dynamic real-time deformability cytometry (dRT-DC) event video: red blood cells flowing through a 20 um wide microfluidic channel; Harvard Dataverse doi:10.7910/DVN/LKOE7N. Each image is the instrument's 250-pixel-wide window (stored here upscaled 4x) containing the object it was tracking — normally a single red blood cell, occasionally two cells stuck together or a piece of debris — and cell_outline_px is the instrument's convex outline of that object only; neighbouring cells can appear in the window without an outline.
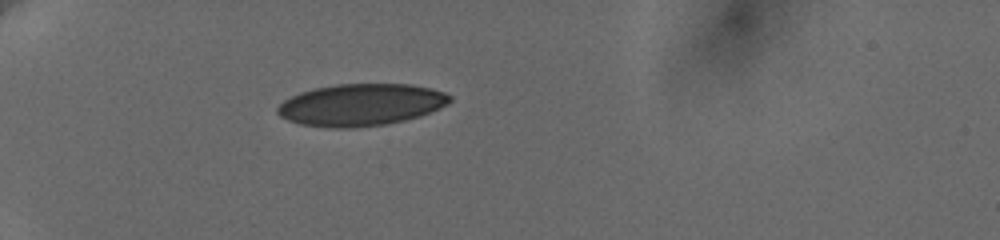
{"species": "human", "species_latin": "Homo sapiens", "temperature_condition": "cold", "stored_images_in_passage": 40, "camera_frame_rate_fps": 3000, "um_per_image_px": 0.085, "donor": {"sex": "female"}, "frame": {"image": 1, "passage_image": 1, "time_ms": 0.0, "image_size_px": [1000, 240], "cell_outline_px": [[452, 100], [448, 104], [440, 108], [420, 116], [404, 120], [384, 124], [352, 128], [332, 128], [300, 124], [288, 120], [280, 116], [276, 112], [276, 108], [284, 100], [300, 92], [316, 88], [336, 84], [408, 84], [432, 88], [444, 92], [452, 96]], "centroid_in_image_um": [30.69, 8.91], "position_along_channel_um": 54.3, "area_um2": 42.19}}
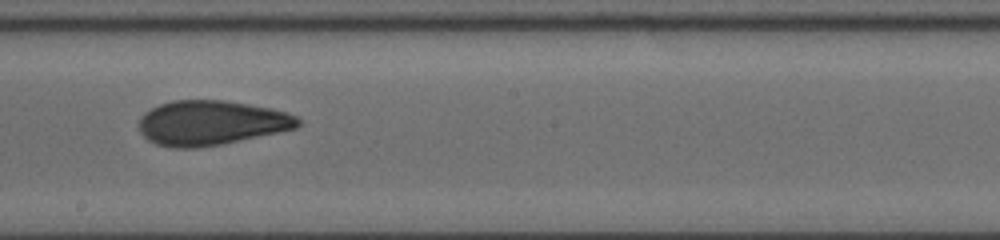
{"frame": {"image": 2, "passage_image": 18, "time_ms": 5.667, "image_size_px": [1000, 240], "cell_outline_px": [[300, 124], [296, 128], [220, 144], [200, 148], [172, 148], [156, 144], [148, 140], [140, 132], [140, 116], [144, 112], [160, 104], [172, 100], [224, 100], [248, 104], [288, 112], [296, 116], [300, 120]], "centroid_in_image_um": [17.91, 10.44], "position_along_channel_um": 230.3, "area_um2": 41.21}}
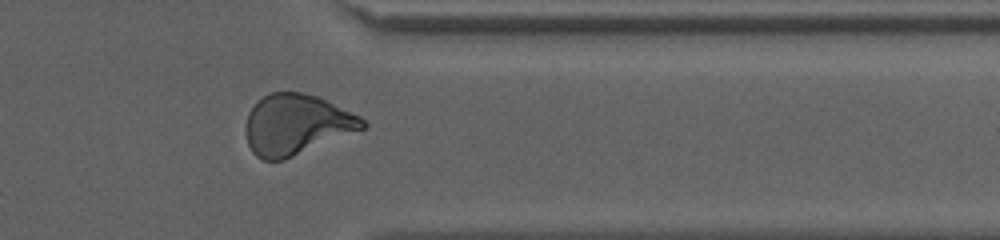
{"frame": {"image": 3, "passage_image": 31, "time_ms": 10.0, "image_size_px": [1000, 240], "cell_outline_px": [[368, 124], [364, 128], [284, 160], [264, 160], [256, 156], [252, 152], [248, 144], [248, 112], [264, 96], [272, 92], [300, 92], [316, 96], [360, 116]], "centroid_in_image_um": [25.21, 10.59], "position_along_channel_um": 386.2, "area_um2": 40.29}, "authors_computed_cell_mechanics": {"area_um2": 40.8068, "velocity_mm_per_s": 3.6406, "shape_relaxation_time_tau1_ms": null, "shape_relaxation_time_tau2_ms": 1.39, "deformation_change_tau1": null, "deformation_change_tau2": 0.0628}}